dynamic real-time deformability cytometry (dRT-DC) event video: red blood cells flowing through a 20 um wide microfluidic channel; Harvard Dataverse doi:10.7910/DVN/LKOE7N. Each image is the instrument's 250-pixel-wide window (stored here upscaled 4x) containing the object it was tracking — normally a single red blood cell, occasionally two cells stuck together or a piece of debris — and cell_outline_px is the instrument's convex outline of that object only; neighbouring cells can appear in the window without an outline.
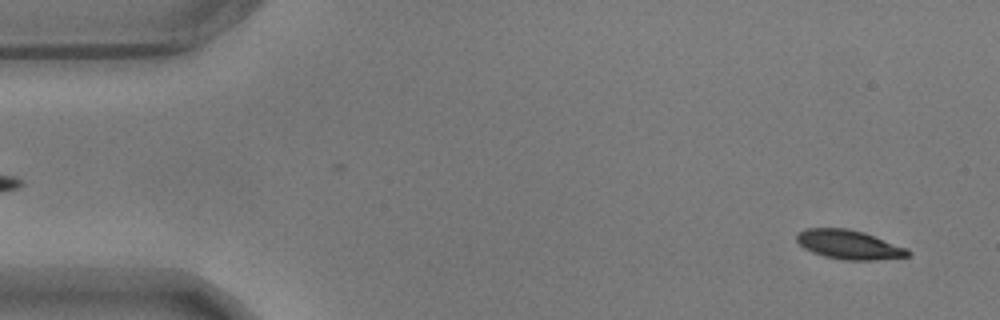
{"species": "common noctule bat (a hibernating species)", "species_latin": "Nyctalus noctula", "temperature_condition": "warm", "stored_images_in_passage": 57, "camera_frame_rate_fps": 3000, "um_per_image_px": 0.085, "animal": {"sex": "male", "body_mass_g": 17.9}, "frame": {"image": 1, "passage_image": 3, "time_ms": 0.667, "image_size_px": [1000, 320], "cell_outline_px": [[912, 252], [908, 256], [872, 260], [844, 260], [824, 256], [812, 252], [804, 248], [796, 240], [796, 232], [808, 228], [848, 228], [864, 232], [908, 248]], "centroid_in_image_um": [72.16, 20.78], "position_along_channel_um": 12.8, "area_um2": 18.96}}
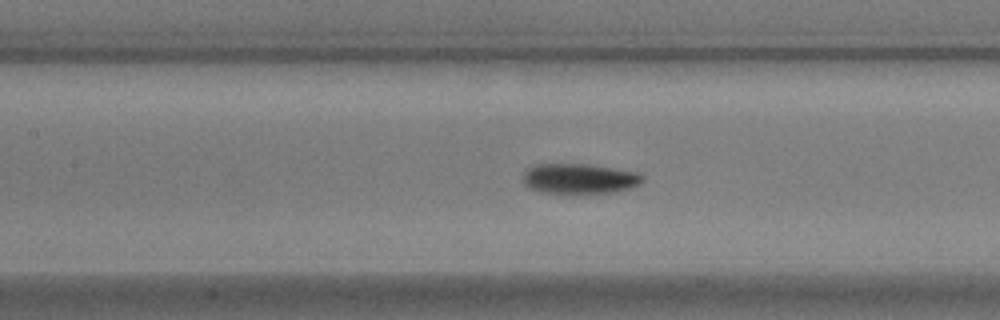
{"frame": {"image": 2, "passage_image": 25, "time_ms": 8.0, "image_size_px": [1000, 320], "cell_outline_px": [[644, 180], [640, 184], [616, 192], [540, 192], [528, 188], [524, 184], [524, 172], [528, 168], [536, 164], [588, 164], [636, 172], [644, 176]], "centroid_in_image_um": [49.24, 15.17], "position_along_channel_um": 158.2, "area_um2": 20.69}}
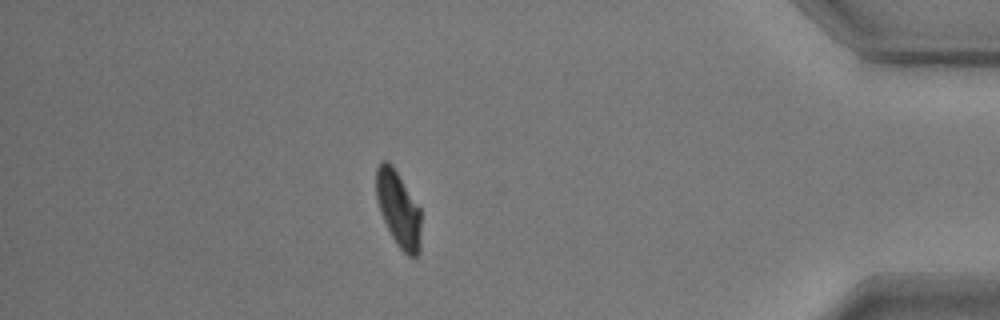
{"frame": {"image": 3, "passage_image": 50, "time_ms": 16.333, "image_size_px": [1000, 320], "cell_outline_px": [[420, 252], [416, 256], [408, 256], [396, 244], [380, 212], [376, 196], [376, 168], [384, 160], [388, 160], [392, 164], [420, 208]], "centroid_in_image_um": [33.86, 17.76], "position_along_channel_um": 401.3, "area_um2": 19.65}, "authors_computed_cell_mechanics": {"area_um2": 20.1144, "velocity_mm_per_s": 3.4532, "shape_relaxation_time_tau1_ms": 2.7221, "shape_relaxation_time_tau2_ms": 1.9496, "deformation_change_tau1": 0.1486, "deformation_change_tau2": 0.0504}}